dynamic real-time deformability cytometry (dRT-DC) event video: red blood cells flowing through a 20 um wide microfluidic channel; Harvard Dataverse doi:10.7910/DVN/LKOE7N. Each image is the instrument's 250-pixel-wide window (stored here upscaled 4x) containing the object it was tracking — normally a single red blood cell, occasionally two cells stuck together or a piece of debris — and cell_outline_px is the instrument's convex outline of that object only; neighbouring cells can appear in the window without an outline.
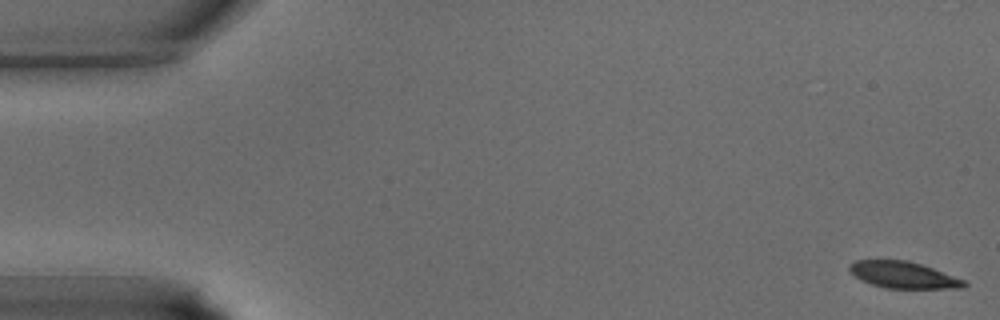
{"species": "common noctule bat (a hibernating species)", "species_latin": "Nyctalus noctula", "temperature_condition": "warm", "stored_images_in_passage": 9, "camera_frame_rate_fps": 3000, "um_per_image_px": 0.085, "animal": {"sex": "male", "body_mass_g": 15.6}, "frame": {"image": 1, "passage_image": 1, "time_ms": 0.0, "image_size_px": [1000, 320], "cell_outline_px": [[968, 284], [964, 288], [884, 288], [872, 284], [856, 276], [848, 268], [848, 264], [856, 260], [908, 260], [932, 268], [964, 280]], "centroid_in_image_um": [76.78, 23.36], "position_along_channel_um": 8.2, "area_um2": 17.51}}